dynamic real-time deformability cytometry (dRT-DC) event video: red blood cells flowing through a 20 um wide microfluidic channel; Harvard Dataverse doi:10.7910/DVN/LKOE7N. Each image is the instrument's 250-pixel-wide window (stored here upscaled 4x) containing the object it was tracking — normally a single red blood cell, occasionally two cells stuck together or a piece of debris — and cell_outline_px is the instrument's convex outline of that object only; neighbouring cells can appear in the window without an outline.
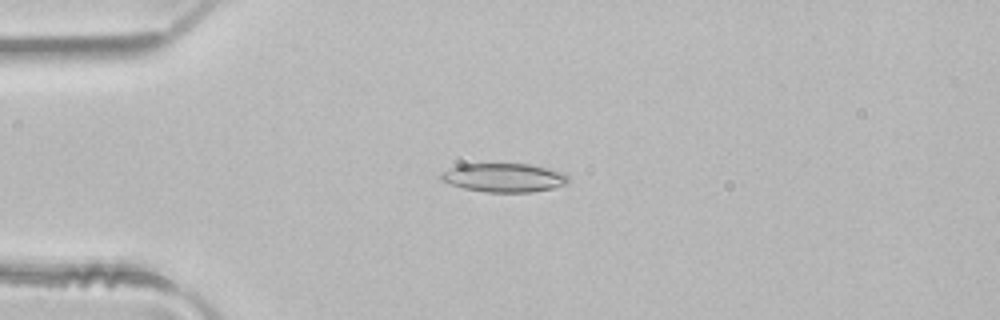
{"species": "common noctule bat (a hibernating species)", "species_latin": "Nyctalus noctula", "temperature_condition": "room temperature", "stored_images_in_passage": 44, "camera_frame_rate_fps": 3000, "um_per_image_px": 0.085, "animal": {"sex": "male", "body_mass_g": 21.5, "forearm_length_mm": 52.0}, "frame": {"image": 1, "passage_image": 7, "time_ms": 2.0, "image_size_px": [1000, 320], "cell_outline_px": [[572, 180], [568, 184], [552, 188], [528, 192], [484, 192], [464, 188], [440, 180], [440, 172], [456, 164], [528, 164], [564, 172]], "centroid_in_image_um": [42.83, 15.09], "position_along_channel_um": 42.2, "area_um2": 21.5}}
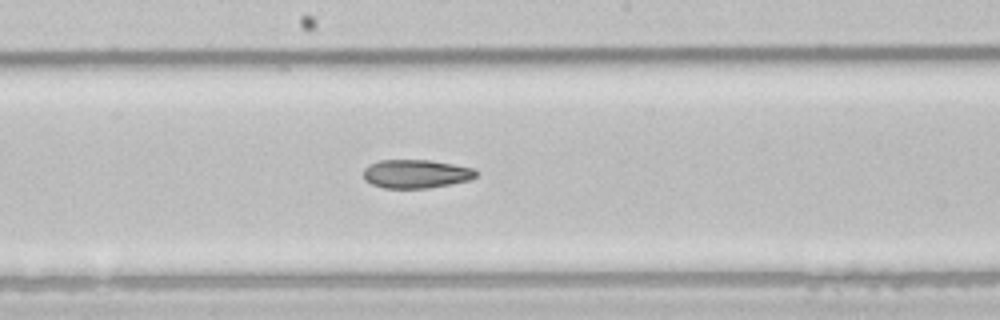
{"frame": {"image": 2, "passage_image": 21, "time_ms": 6.667, "image_size_px": [1000, 320], "cell_outline_px": [[476, 176], [468, 180], [452, 184], [428, 188], [384, 188], [372, 184], [364, 180], [364, 168], [368, 164], [380, 160], [428, 160], [452, 164], [472, 168], [476, 172]], "centroid_in_image_um": [35.31, 14.78], "position_along_channel_um": 212.9, "area_um2": 18.67}}
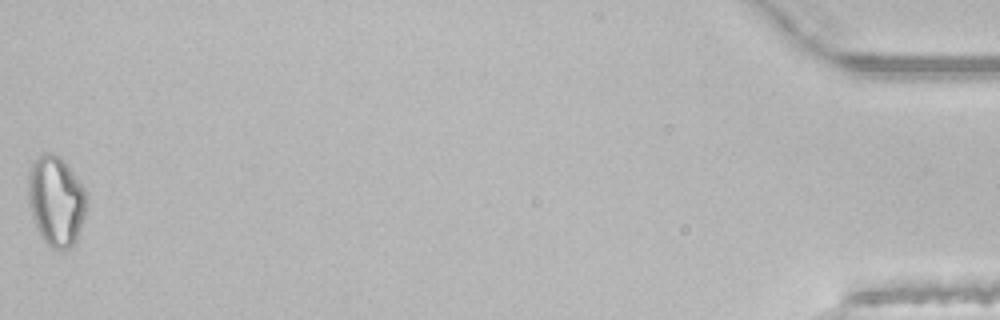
{"frame": {"image": 3, "passage_image": 44, "time_ms": 14.333, "image_size_px": [1000, 320], "cell_outline_px": [[84, 216], [76, 240], [64, 252], [60, 252], [52, 248], [40, 236], [36, 228], [28, 204], [28, 176], [32, 164], [44, 152], [52, 152], [60, 156], [84, 188]], "centroid_in_image_um": [4.72, 17.1], "position_along_channel_um": 430.5, "area_um2": 30.29}, "authors_computed_cell_mechanics": {"area_um2": 21.1837, "velocity_mm_per_s": 4.1475, "shape_relaxation_time_tau1_ms": null, "shape_relaxation_time_tau2_ms": 3.9524, "deformation_change_tau1": null, "deformation_change_tau2": 0.1073}}